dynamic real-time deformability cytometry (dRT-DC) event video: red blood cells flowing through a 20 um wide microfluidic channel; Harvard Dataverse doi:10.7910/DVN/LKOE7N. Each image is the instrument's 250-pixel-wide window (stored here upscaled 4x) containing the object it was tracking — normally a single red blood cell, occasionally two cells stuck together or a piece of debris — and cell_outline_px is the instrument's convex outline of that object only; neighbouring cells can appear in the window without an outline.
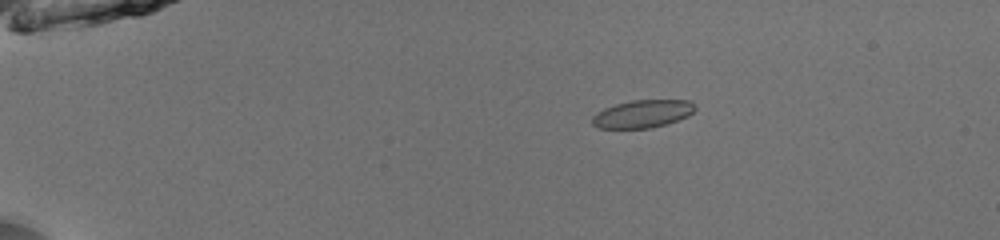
{"species": "common noctule bat (a hibernating species)", "species_latin": "Nyctalus noctula", "temperature_condition": "room temperature", "stored_images_in_passage": 43, "camera_frame_rate_fps": 3000, "um_per_image_px": 0.085, "animal": {"sex": "male", "body_mass_g": 13.0, "forearm_length_mm": 53.1}, "frame": {"image": 1, "passage_image": 2, "time_ms": 0.333, "image_size_px": [1000, 240], "cell_outline_px": [[696, 108], [688, 116], [652, 128], [596, 128], [592, 124], [592, 116], [596, 112], [604, 108], [616, 104], [632, 100], [692, 100]], "centroid_in_image_um": [54.59, 9.67], "position_along_channel_um": 30.4, "area_um2": 16.65}}
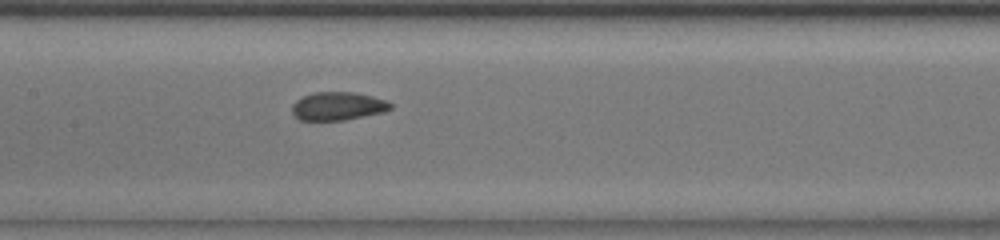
{"frame": {"image": 2, "passage_image": 19, "time_ms": 6.0, "image_size_px": [1000, 240], "cell_outline_px": [[392, 108], [384, 112], [344, 120], [300, 120], [292, 112], [292, 104], [296, 100], [312, 92], [356, 92], [372, 96], [384, 100], [392, 104]], "centroid_in_image_um": [28.71, 9.01], "position_along_channel_um": 178.7, "area_um2": 16.18}}
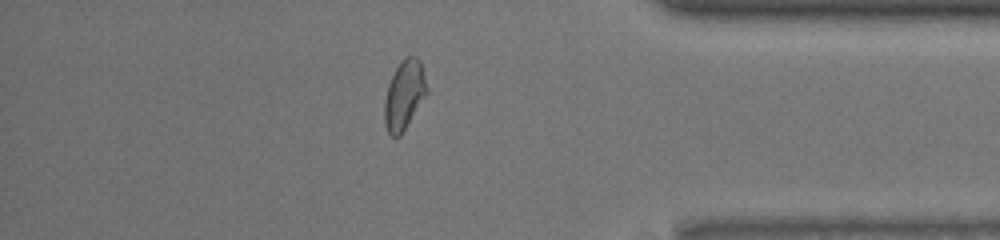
{"frame": {"image": 3, "passage_image": 37, "time_ms": 12.0, "image_size_px": [1000, 240], "cell_outline_px": [[428, 96], [400, 136], [392, 136], [388, 132], [384, 124], [384, 100], [388, 84], [400, 60], [404, 56], [416, 56], [420, 60], [428, 88]], "centroid_in_image_um": [34.38, 8.07], "position_along_channel_um": 400.8, "area_um2": 17.51}, "authors_computed_cell_mechanics": {"area_um2": 16.7042, "velocity_mm_per_s": 3.9871, "shape_relaxation_time_tau1_ms": 5.2083, "shape_relaxation_time_tau2_ms": 1.0804, "deformation_change_tau1": 0.1121, "deformation_change_tau2": 0.0476}}